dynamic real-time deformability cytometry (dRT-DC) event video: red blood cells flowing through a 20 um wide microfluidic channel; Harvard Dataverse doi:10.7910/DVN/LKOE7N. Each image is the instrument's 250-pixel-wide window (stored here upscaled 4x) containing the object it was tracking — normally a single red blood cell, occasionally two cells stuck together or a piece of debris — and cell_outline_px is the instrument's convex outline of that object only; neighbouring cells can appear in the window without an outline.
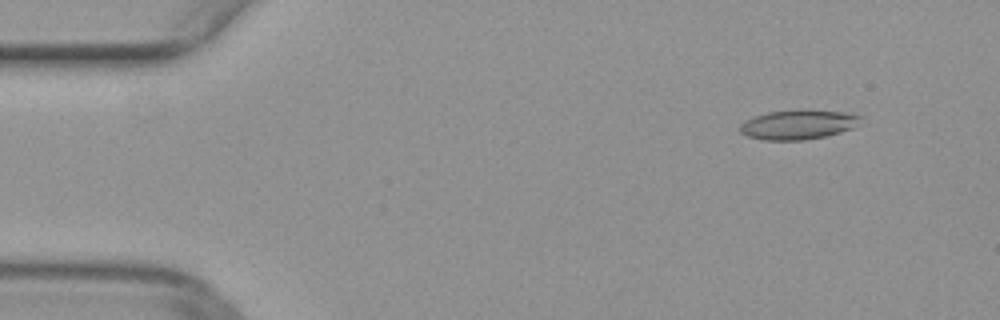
{"species": "common noctule bat (a hibernating species)", "species_latin": "Nyctalus noctula", "temperature_condition": "warm", "stored_images_in_passage": 47, "camera_frame_rate_fps": 3000, "um_per_image_px": 0.085, "animal": {"sex": "female", "body_mass_g": 29.2, "forearm_length_mm": 56.3}, "frame": {"image": 1, "passage_image": 3, "time_ms": 0.667, "image_size_px": [1000, 320], "cell_outline_px": [[864, 116], [860, 124], [852, 128], [840, 132], [824, 136], [804, 140], [764, 140], [748, 136], [740, 132], [740, 124], [744, 120], [768, 112], [800, 108], [808, 108], [844, 112]], "centroid_in_image_um": [67.88, 10.56], "position_along_channel_um": 17.1, "area_um2": 21.21}}
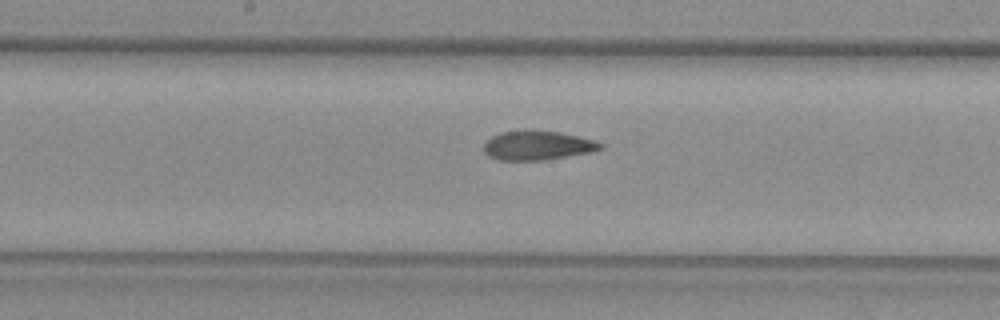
{"frame": {"image": 2, "passage_image": 24, "time_ms": 7.667, "image_size_px": [1000, 320], "cell_outline_px": [[604, 148], [592, 152], [544, 160], [496, 160], [488, 156], [484, 152], [484, 144], [492, 136], [500, 132], [560, 132], [596, 140], [604, 144]], "centroid_in_image_um": [45.73, 12.39], "position_along_channel_um": 202.5, "area_um2": 19.54}}
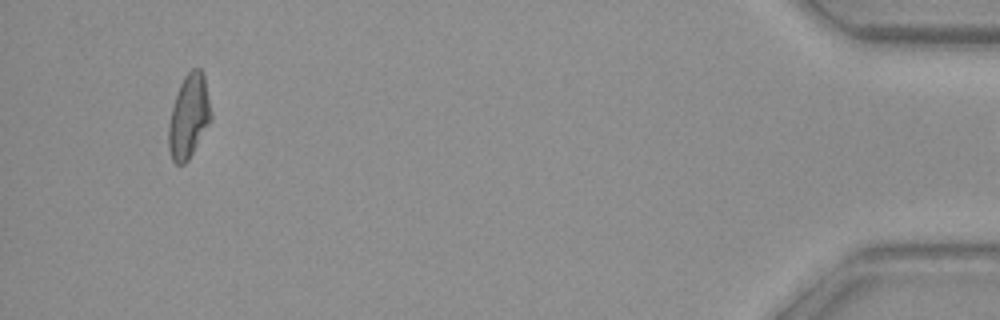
{"frame": {"image": 3, "passage_image": 46, "time_ms": 15.0, "image_size_px": [1000, 320], "cell_outline_px": [[212, 116], [188, 160], [184, 164], [176, 164], [172, 160], [168, 148], [168, 124], [172, 108], [180, 84], [184, 76], [192, 68], [200, 68], [204, 76]], "centroid_in_image_um": [16.02, 9.89], "position_along_channel_um": 419.2, "area_um2": 20.29}}